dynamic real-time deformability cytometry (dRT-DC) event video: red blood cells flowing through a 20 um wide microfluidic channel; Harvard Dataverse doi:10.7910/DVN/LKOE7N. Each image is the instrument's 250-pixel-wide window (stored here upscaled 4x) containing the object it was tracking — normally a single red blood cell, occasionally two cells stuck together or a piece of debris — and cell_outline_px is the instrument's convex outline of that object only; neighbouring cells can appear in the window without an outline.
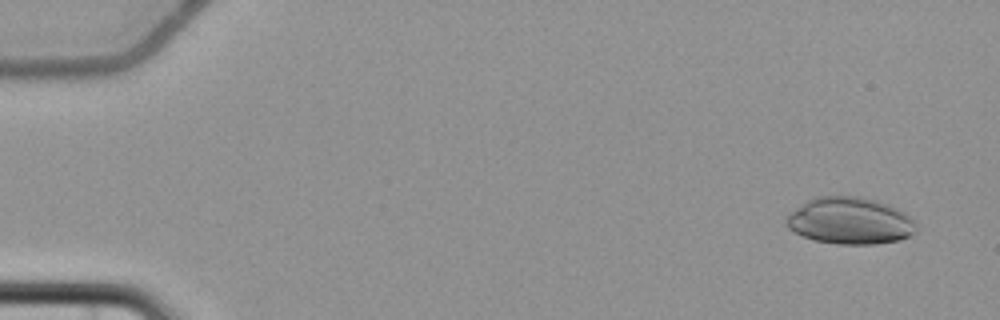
{"species": "common noctule bat (a hibernating species)", "species_latin": "Nyctalus noctula", "temperature_condition": "cold", "stored_images_in_passage": 5, "camera_frame_rate_fps": 3000, "um_per_image_px": 0.085, "animal": {"sex": "female", "body_mass_g": 22.7, "forearm_length_mm": 54.2}, "frame": {"image": 1, "passage_image": 1, "time_ms": 0.0, "image_size_px": [1000, 320], "cell_outline_px": [[916, 232], [900, 240], [876, 244], [836, 244], [812, 240], [788, 228], [784, 224], [784, 220], [788, 212], [800, 204], [816, 196], [860, 196], [876, 200], [888, 204], [904, 212], [916, 224]], "centroid_in_image_um": [72.2, 18.77], "position_along_channel_um": 12.8, "area_um2": 35.78}}